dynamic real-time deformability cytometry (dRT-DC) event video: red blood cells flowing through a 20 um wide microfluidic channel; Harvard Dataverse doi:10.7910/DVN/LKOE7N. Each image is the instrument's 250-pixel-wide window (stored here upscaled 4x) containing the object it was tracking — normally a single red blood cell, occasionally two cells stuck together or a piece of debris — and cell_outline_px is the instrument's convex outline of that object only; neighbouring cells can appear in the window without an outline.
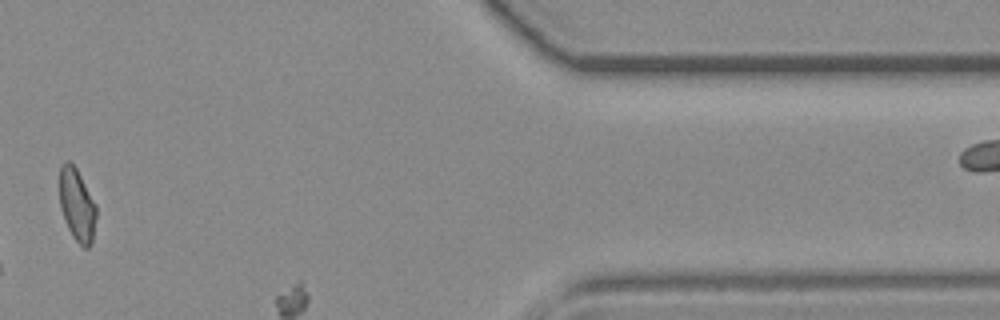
{"species": "common noctule bat (a hibernating species)", "species_latin": "Nyctalus noctula", "temperature_condition": "room temperature", "stored_images_in_passage": 33, "camera_frame_rate_fps": 3000, "um_per_image_px": 0.085, "animal": {"sex": "female", "body_mass_g": 19.3, "forearm_length_mm": 54.1}, "frame": {"image": 1, "passage_image": 31, "time_ms": 10.0, "image_size_px": [1000, 320], "cell_outline_px": [[96, 216], [92, 244], [88, 248], [84, 248], [72, 236], [64, 220], [60, 208], [60, 164], [64, 160], [68, 160], [76, 168], [96, 204]], "centroid_in_image_um": [6.54, 17.42], "position_along_channel_um": 404.9, "area_um2": 15.61}}